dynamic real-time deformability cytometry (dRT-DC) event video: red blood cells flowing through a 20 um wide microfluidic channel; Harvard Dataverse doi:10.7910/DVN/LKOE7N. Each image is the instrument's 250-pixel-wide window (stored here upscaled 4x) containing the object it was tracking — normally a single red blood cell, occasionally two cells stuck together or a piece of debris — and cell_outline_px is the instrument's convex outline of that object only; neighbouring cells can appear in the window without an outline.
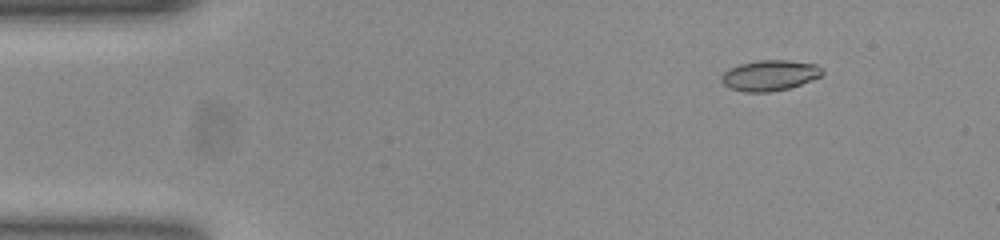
{"species": "common noctule bat (a hibernating species)", "species_latin": "Nyctalus noctula", "temperature_condition": "room temperature", "stored_images_in_passage": 49, "camera_frame_rate_fps": 3000, "um_per_image_px": 0.085, "animal": {"sex": "female", "body_mass_g": 23.0, "forearm_length_mm": 53.4}, "frame": {"image": 1, "passage_image": 3, "time_ms": 0.667, "image_size_px": [1000, 240], "cell_outline_px": [[824, 72], [820, 76], [812, 80], [788, 88], [768, 92], [744, 92], [732, 88], [724, 84], [720, 80], [720, 76], [728, 68], [740, 64], [760, 60], [788, 60], [816, 64]], "centroid_in_image_um": [65.4, 6.4], "position_along_channel_um": 19.6, "area_um2": 17.86}}
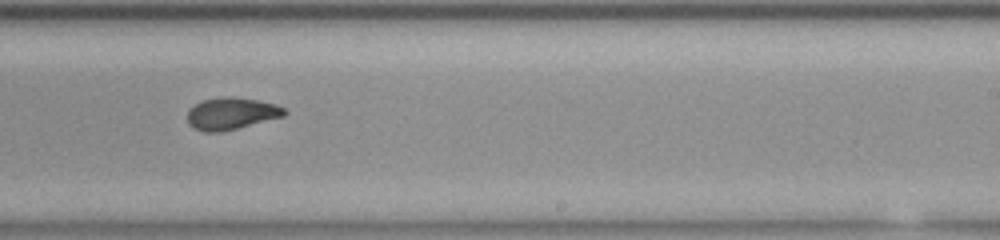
{"frame": {"image": 2, "passage_image": 29, "time_ms": 9.333, "image_size_px": [1000, 240], "cell_outline_px": [[288, 112], [284, 116], [220, 132], [204, 132], [192, 128], [188, 124], [188, 108], [200, 100], [220, 96], [228, 96], [256, 100], [276, 104], [284, 108]], "centroid_in_image_um": [19.61, 9.64], "position_along_channel_um": 269.4, "area_um2": 18.21}}
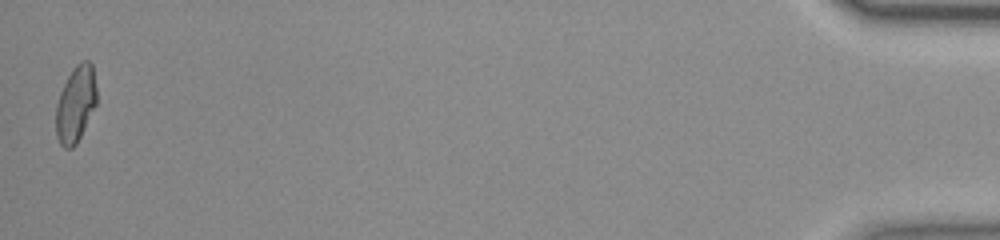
{"frame": {"image": 3, "passage_image": 49, "time_ms": 16.0, "image_size_px": [1000, 240], "cell_outline_px": [[96, 104], [76, 144], [72, 148], [64, 148], [60, 144], [56, 136], [56, 104], [60, 92], [72, 68], [80, 60], [88, 60], [92, 64], [96, 88]], "centroid_in_image_um": [6.42, 8.82], "position_along_channel_um": 428.8, "area_um2": 18.03}, "authors_computed_cell_mechanics": {"area_um2": 18.0336, "velocity_mm_per_s": 3.8768, "shape_relaxation_time_tau1_ms": 4.2666, "shape_relaxation_time_tau2_ms": 1.4637, "deformation_change_tau1": 0.1502, "deformation_change_tau2": 0.0699}}